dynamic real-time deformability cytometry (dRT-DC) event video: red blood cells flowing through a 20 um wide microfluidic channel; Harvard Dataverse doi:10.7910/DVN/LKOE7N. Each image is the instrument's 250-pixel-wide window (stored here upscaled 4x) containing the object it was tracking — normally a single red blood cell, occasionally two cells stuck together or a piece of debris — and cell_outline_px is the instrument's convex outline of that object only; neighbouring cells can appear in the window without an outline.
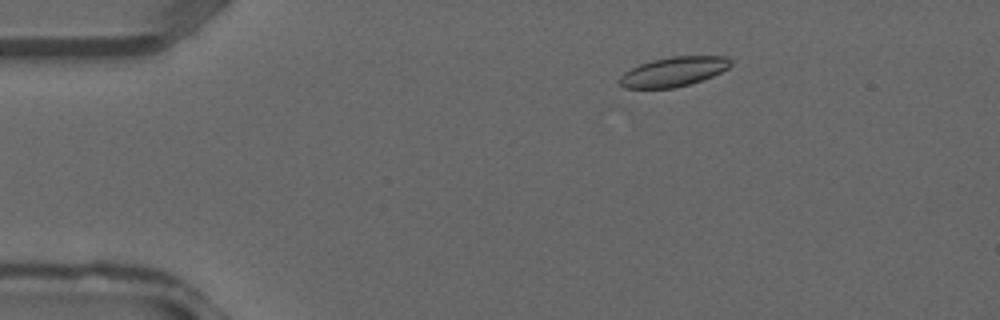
{"species": "common noctule bat (a hibernating species)", "species_latin": "Nyctalus noctula", "temperature_condition": "warm", "stored_images_in_passage": 18, "camera_frame_rate_fps": 3000, "um_per_image_px": 0.085, "animal": {"sex": "male", "forearm_length_mm": 52.5}, "frame": {"image": 1, "passage_image": 6, "time_ms": 1.667, "image_size_px": [1000, 320], "cell_outline_px": [[732, 64], [728, 68], [712, 76], [676, 88], [624, 88], [616, 80], [624, 72], [640, 64], [652, 60], [672, 56], [728, 56], [732, 60]], "centroid_in_image_um": [57.24, 6.09], "position_along_channel_um": 27.8, "area_um2": 19.13}}
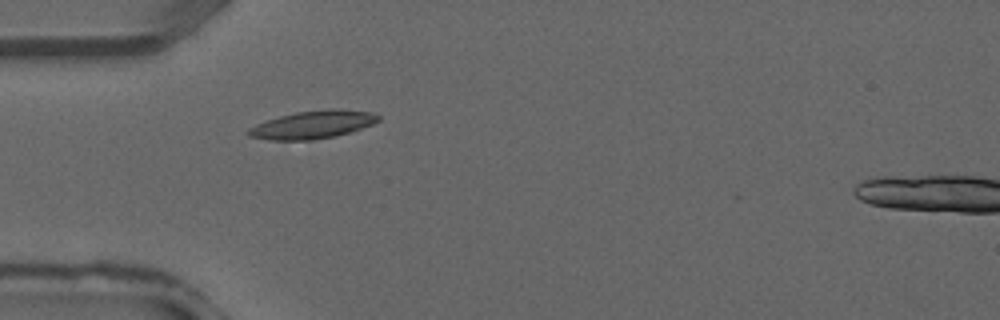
{"frame": {"image": 2, "passage_image": 11, "time_ms": 3.333, "image_size_px": [1000, 320], "cell_outline_px": [[380, 120], [372, 124], [352, 132], [336, 136], [312, 140], [272, 140], [248, 136], [244, 132], [248, 128], [256, 124], [280, 116], [296, 112], [328, 108], [336, 108], [372, 112], [380, 116]], "centroid_in_image_um": [26.59, 10.59], "position_along_channel_um": 58.4, "area_um2": 21.33}}
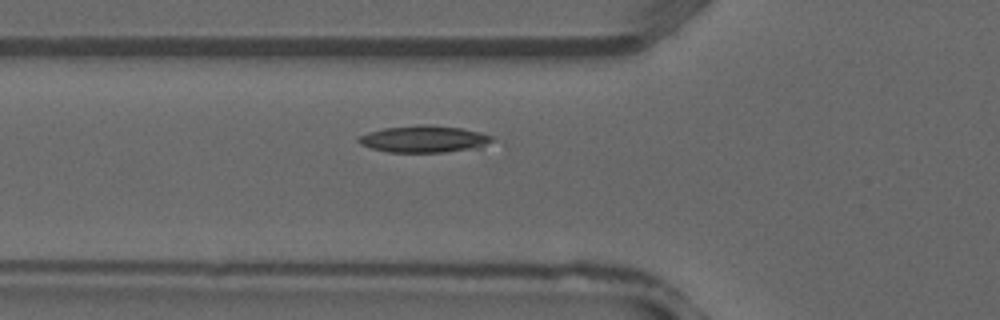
{"frame": {"image": 3, "passage_image": 13, "time_ms": 4.0, "image_size_px": [1000, 320], "cell_outline_px": [[492, 140], [480, 148], [444, 152], [388, 152], [372, 148], [360, 144], [356, 140], [356, 136], [368, 132], [384, 128], [420, 124], [428, 124], [460, 128], [480, 132], [492, 136]], "centroid_in_image_um": [36.0, 11.81], "position_along_channel_um": 89.8, "area_um2": 20.98}}